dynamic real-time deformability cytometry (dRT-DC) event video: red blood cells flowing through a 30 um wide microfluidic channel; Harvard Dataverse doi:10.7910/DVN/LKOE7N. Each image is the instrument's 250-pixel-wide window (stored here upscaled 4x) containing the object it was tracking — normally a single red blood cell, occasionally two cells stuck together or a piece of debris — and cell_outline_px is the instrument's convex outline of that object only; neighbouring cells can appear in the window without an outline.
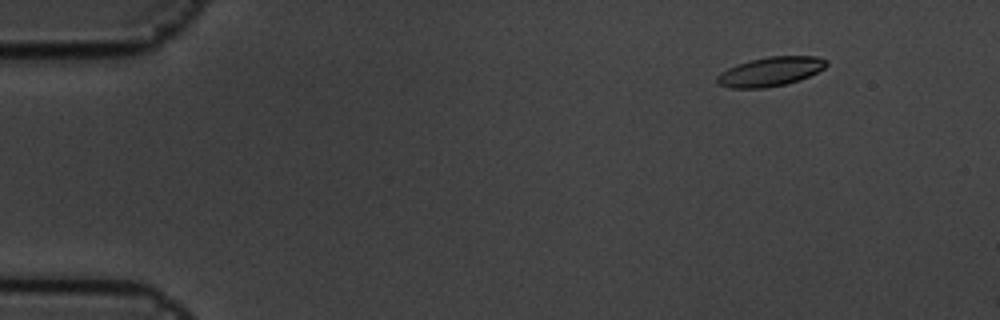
{"species": "common noctule bat (a hibernating species)", "species_latin": "Nyctalus noctula", "temperature_condition": "cold", "stored_images_in_passage": 4, "camera_frame_rate_fps": 3000, "um_per_image_px": 0.085, "animal": {"sex": "male", "body_mass_g": 19.5, "forearm_length_mm": 54.6}, "frame": {"image": 1, "passage_image": 2, "time_ms": 0.333, "image_size_px": [1000, 320], "cell_outline_px": [[828, 64], [824, 68], [800, 80], [784, 84], [764, 88], [728, 88], [716, 84], [716, 76], [720, 72], [736, 64], [768, 56], [816, 56], [828, 60]], "centroid_in_image_um": [65.45, 6.09], "position_along_channel_um": 19.6, "area_um2": 18.67}}